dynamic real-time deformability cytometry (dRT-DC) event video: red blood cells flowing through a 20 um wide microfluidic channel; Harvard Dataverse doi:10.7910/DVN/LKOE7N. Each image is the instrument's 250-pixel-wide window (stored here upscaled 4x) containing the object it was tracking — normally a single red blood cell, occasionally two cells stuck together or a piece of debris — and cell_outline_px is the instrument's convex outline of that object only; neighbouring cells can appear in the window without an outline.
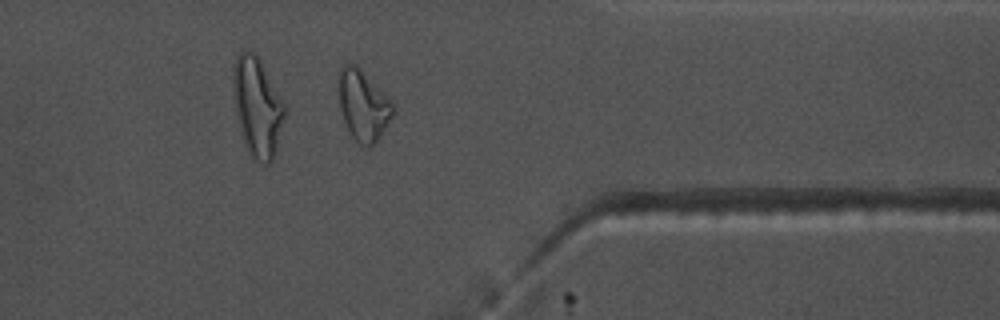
{"species": "common noctule bat (a hibernating species)", "species_latin": "Nyctalus noctula", "temperature_condition": "warm", "stored_images_in_passage": 39, "camera_frame_rate_fps": 3000, "um_per_image_px": 0.085, "animal": {"sex": "male", "body_mass_g": 17.5, "forearm_length_mm": 52.3}, "frame": {"image": 1, "passage_image": 28, "time_ms": 9.0, "image_size_px": [1000, 320], "cell_outline_px": [[396, 108], [392, 116], [380, 136], [368, 148], [364, 148], [352, 136], [344, 124], [340, 108], [336, 80], [336, 76], [340, 68], [344, 64], [352, 64], [360, 68], [392, 100]], "centroid_in_image_um": [30.84, 8.92], "position_along_channel_um": 380.6, "area_um2": 22.72}}
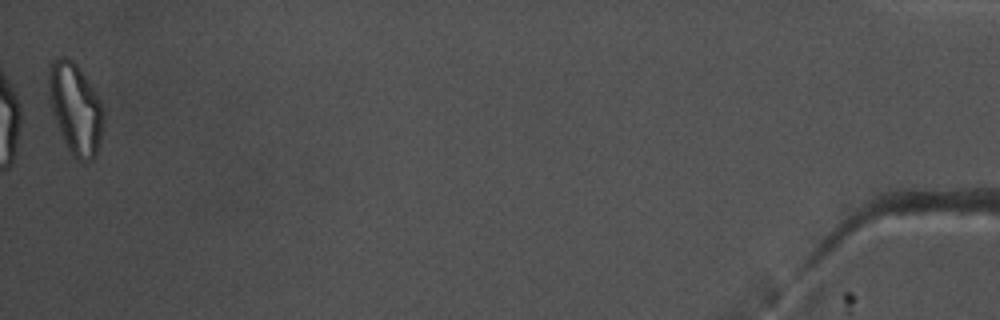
{"frame": {"image": 2, "passage_image": 39, "time_ms": 12.667, "image_size_px": [1000, 320], "cell_outline_px": [[104, 120], [100, 140], [96, 152], [92, 160], [84, 164], [76, 160], [68, 152], [52, 112], [48, 96], [48, 68], [52, 60], [60, 56], [68, 56], [76, 64], [88, 80], [100, 100], [104, 108]], "centroid_in_image_um": [6.4, 9.24], "position_along_channel_um": 428.8, "area_um2": 29.54}, "authors_computed_cell_mechanics": {"area_um2": 17.9758, "velocity_mm_per_s": 3.7461, "shape_relaxation_time_tau1_ms": 8.4058, "shape_relaxation_time_tau2_ms": 1.9974, "deformation_change_tau1": 0.2191, "deformation_change_tau2": 0.0844}}